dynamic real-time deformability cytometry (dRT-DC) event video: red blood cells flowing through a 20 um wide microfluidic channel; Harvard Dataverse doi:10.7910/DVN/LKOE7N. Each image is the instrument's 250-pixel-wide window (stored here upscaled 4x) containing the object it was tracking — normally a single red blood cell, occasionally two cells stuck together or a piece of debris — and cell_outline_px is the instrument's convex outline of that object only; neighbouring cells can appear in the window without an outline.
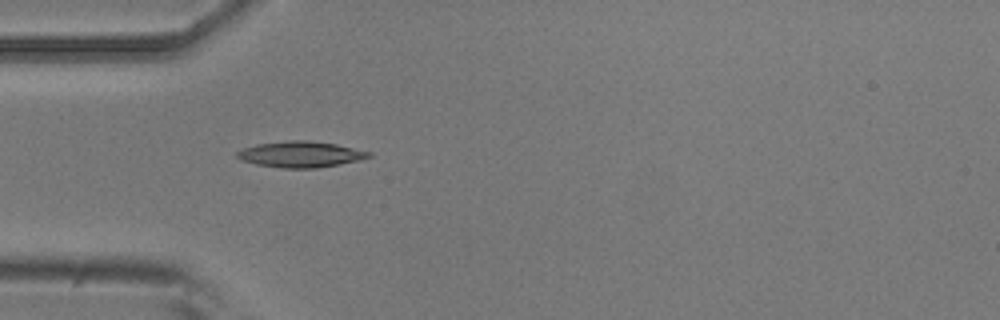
{"species": "common noctule bat (a hibernating species)", "species_latin": "Nyctalus noctula", "temperature_condition": "room temperature", "stored_images_in_passage": 5, "camera_frame_rate_fps": 3000, "um_per_image_px": 0.085, "animal": {"sex": "male", "body_mass_g": 20.5, "forearm_length_mm": 52.5}, "frame": {"image": 1, "passage_image": 5, "time_ms": 1.333, "image_size_px": [1000, 320], "cell_outline_px": [[372, 156], [360, 160], [340, 164], [316, 168], [284, 168], [256, 164], [240, 160], [236, 156], [236, 152], [244, 148], [256, 144], [288, 140], [308, 140], [336, 144], [372, 152]], "centroid_in_image_um": [25.56, 13.11], "position_along_channel_um": 59.4, "area_um2": 20.0}}